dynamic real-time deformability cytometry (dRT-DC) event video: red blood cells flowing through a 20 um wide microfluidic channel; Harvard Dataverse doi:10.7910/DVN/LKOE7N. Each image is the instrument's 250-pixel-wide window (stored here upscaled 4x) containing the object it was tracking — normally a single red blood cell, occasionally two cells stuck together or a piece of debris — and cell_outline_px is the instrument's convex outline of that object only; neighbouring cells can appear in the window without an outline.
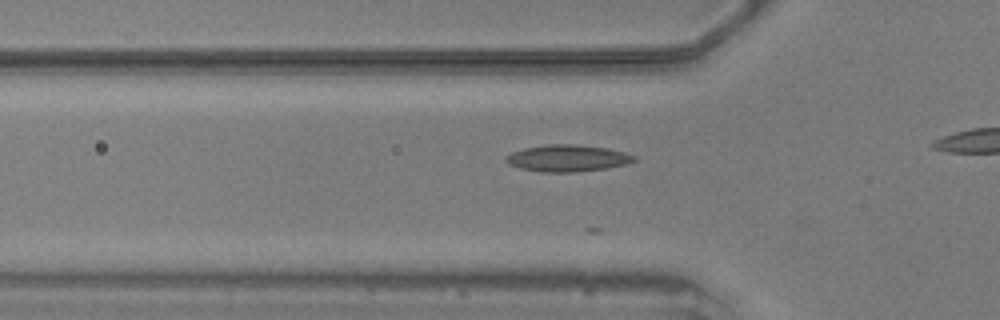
{"species": "common noctule bat (a hibernating species)", "species_latin": "Nyctalus noctula", "temperature_condition": "warm", "stored_images_in_passage": 15, "camera_frame_rate_fps": 3000, "um_per_image_px": 0.085, "animal": {"sex": "male", "body_mass_g": 20.5, "forearm_length_mm": 52.5}, "frame": {"image": 1, "passage_image": 12, "time_ms": 3.667, "image_size_px": [1000, 320], "cell_outline_px": [[636, 160], [628, 164], [608, 168], [576, 172], [540, 172], [520, 168], [508, 164], [504, 160], [504, 156], [512, 152], [524, 148], [548, 144], [576, 144], [608, 148], [624, 152], [636, 156]], "centroid_in_image_um": [48.23, 13.45], "position_along_channel_um": 77.6, "area_um2": 20.23}}